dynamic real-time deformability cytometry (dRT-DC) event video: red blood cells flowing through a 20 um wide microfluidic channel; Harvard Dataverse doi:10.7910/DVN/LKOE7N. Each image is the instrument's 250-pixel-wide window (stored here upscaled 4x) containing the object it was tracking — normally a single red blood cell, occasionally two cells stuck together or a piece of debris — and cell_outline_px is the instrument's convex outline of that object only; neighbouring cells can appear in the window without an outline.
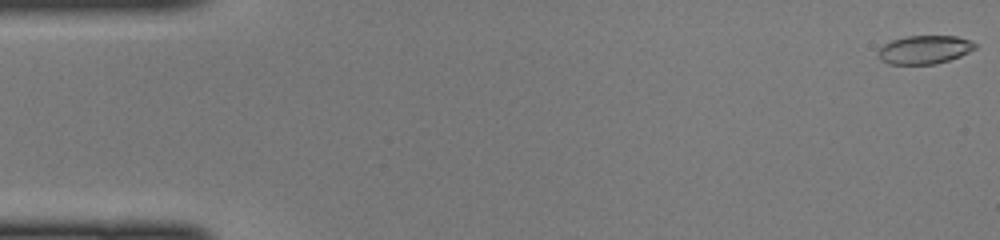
{"species": "common noctule bat (a hibernating species)", "species_latin": "Nyctalus noctula", "temperature_condition": "cold", "stored_images_in_passage": 47, "camera_frame_rate_fps": 3000, "um_per_image_px": 0.085, "animal": {"sex": "female", "body_mass_g": 22.0, "forearm_length_mm": 56.7}, "frame": {"image": 1, "passage_image": 1, "time_ms": 0.0, "image_size_px": [1000, 240], "cell_outline_px": [[976, 48], [960, 56], [936, 64], [888, 64], [880, 60], [876, 52], [884, 44], [892, 40], [908, 36], [956, 36], [972, 40], [976, 44]], "centroid_in_image_um": [78.57, 4.22], "position_along_channel_um": 6.4, "area_um2": 16.13}}
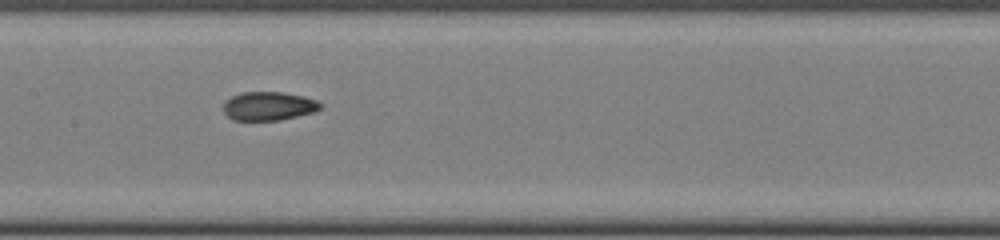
{"frame": {"image": 2, "passage_image": 23, "time_ms": 7.333, "image_size_px": [1000, 240], "cell_outline_px": [[324, 108], [312, 112], [280, 120], [232, 120], [224, 112], [224, 100], [240, 92], [284, 92], [304, 96], [316, 100], [324, 104]], "centroid_in_image_um": [22.85, 9.0], "position_along_channel_um": 184.6, "area_um2": 16.36}}
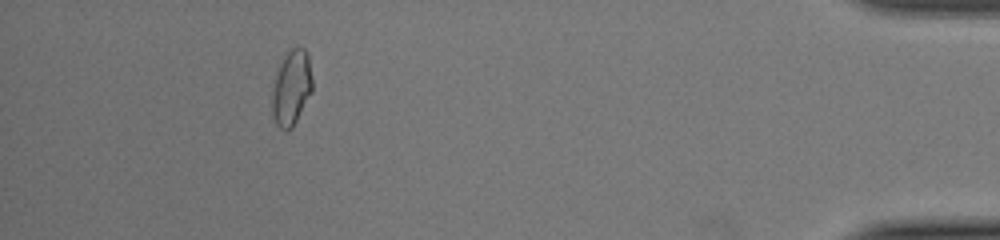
{"frame": {"image": 3, "passage_image": 43, "time_ms": 14.0, "image_size_px": [1000, 240], "cell_outline_px": [[312, 92], [292, 128], [280, 128], [276, 124], [272, 116], [272, 92], [276, 72], [284, 56], [292, 48], [304, 48], [308, 56], [312, 76]], "centroid_in_image_um": [24.77, 7.46], "position_along_channel_um": 410.4, "area_um2": 17.46}}